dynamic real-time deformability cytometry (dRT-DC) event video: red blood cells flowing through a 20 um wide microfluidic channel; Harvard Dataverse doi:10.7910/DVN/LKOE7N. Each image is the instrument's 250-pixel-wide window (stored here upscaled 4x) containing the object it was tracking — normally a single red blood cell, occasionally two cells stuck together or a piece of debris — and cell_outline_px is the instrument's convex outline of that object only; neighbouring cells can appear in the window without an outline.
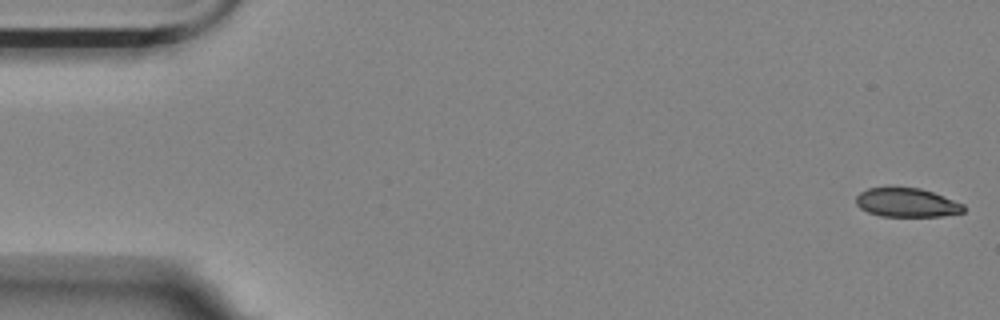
{"species": "Egyptian fruit bat (a non-hibernating species)", "species_latin": "Rousettus aegyptiacus", "temperature_condition": "room temperature", "stored_images_in_passage": 55, "camera_frame_rate_fps": 3000, "um_per_image_px": 0.085, "animal": {"sex": "female"}, "frame": {"image": 1, "passage_image": 1, "time_ms": 0.0, "image_size_px": [1000, 320], "cell_outline_px": [[964, 212], [944, 216], [880, 216], [868, 212], [860, 208], [856, 204], [856, 196], [860, 192], [868, 188], [888, 184], [892, 184], [920, 188], [932, 192], [964, 204]], "centroid_in_image_um": [77.02, 17.17], "position_along_channel_um": 8.0, "area_um2": 18.79}}
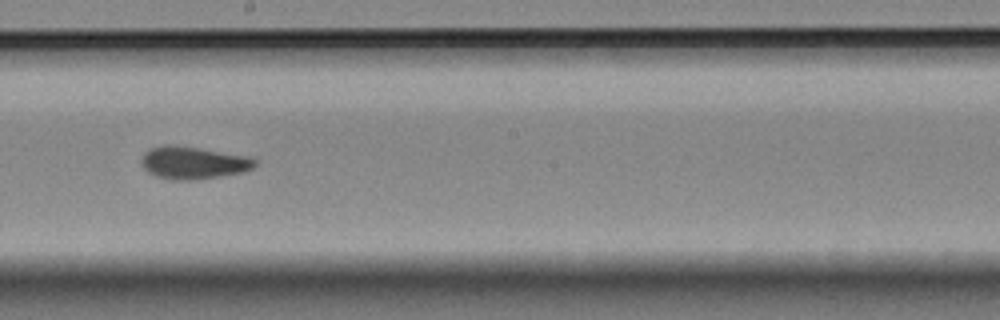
{"frame": {"image": 2, "passage_image": 31, "time_ms": 10.0, "image_size_px": [1000, 320], "cell_outline_px": [[256, 164], [252, 168], [244, 172], [220, 176], [192, 180], [172, 180], [156, 176], [148, 172], [144, 168], [140, 160], [144, 152], [148, 148], [164, 144], [168, 144], [200, 148], [252, 156], [256, 160]], "centroid_in_image_um": [16.42, 13.82], "position_along_channel_um": 231.8, "area_um2": 21.79}}
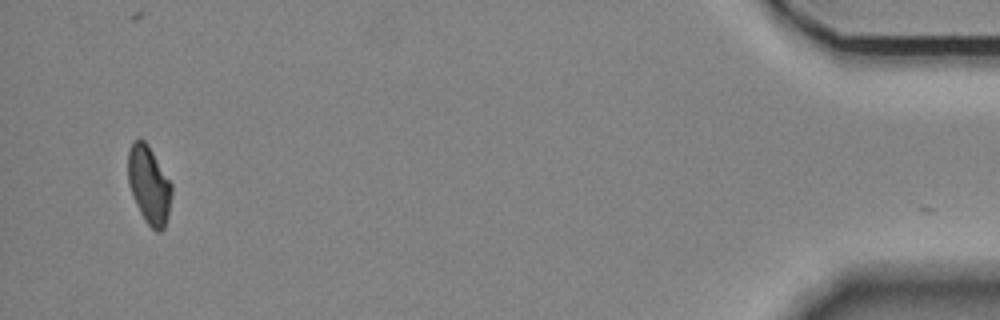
{"frame": {"image": 3, "passage_image": 54, "time_ms": 17.667, "image_size_px": [1000, 320], "cell_outline_px": [[172, 196], [168, 216], [164, 228], [160, 232], [156, 232], [144, 220], [132, 196], [128, 184], [128, 152], [132, 140], [144, 140], [148, 144], [172, 184]], "centroid_in_image_um": [12.67, 15.73], "position_along_channel_um": 422.5, "area_um2": 19.94}, "authors_computed_cell_mechanics": {"area_um2": 20.5768, "velocity_mm_per_s": 3.5397, "shape_relaxation_time_tau1_ms": 6.5922, "shape_relaxation_time_tau2_ms": 2.1484, "deformation_change_tau1": 0.144, "deformation_change_tau2": 0.0535}}